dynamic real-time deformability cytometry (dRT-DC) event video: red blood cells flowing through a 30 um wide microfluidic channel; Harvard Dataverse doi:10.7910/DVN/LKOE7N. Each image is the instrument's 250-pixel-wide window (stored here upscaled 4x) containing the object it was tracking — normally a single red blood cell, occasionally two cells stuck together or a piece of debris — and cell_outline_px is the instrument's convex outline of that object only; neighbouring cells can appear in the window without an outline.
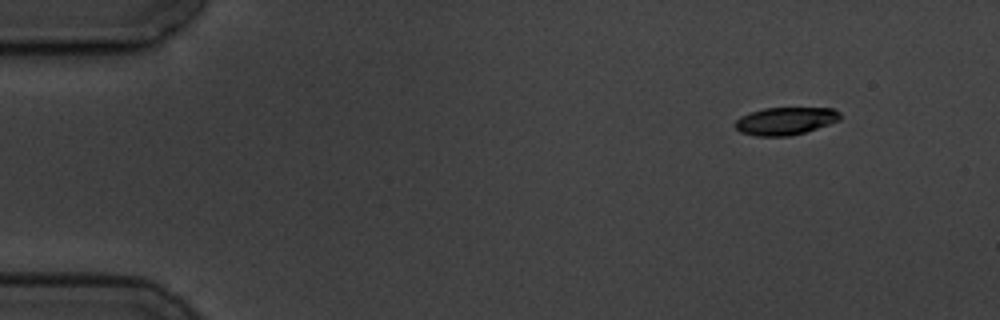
{"species": "common noctule bat (a hibernating species)", "species_latin": "Nyctalus noctula", "temperature_condition": "cold", "stored_images_in_passage": 9, "camera_frame_rate_fps": 3000, "um_per_image_px": 0.085, "animal": {"sex": "male", "body_mass_g": 19.5, "forearm_length_mm": 54.6}, "frame": {"image": 1, "passage_image": 1, "time_ms": 0.0, "image_size_px": [1000, 320], "cell_outline_px": [[840, 120], [804, 132], [788, 136], [756, 136], [740, 132], [732, 124], [740, 116], [764, 108], [832, 108], [840, 112]], "centroid_in_image_um": [66.72, 10.28], "position_along_channel_um": 18.3, "area_um2": 16.82}}
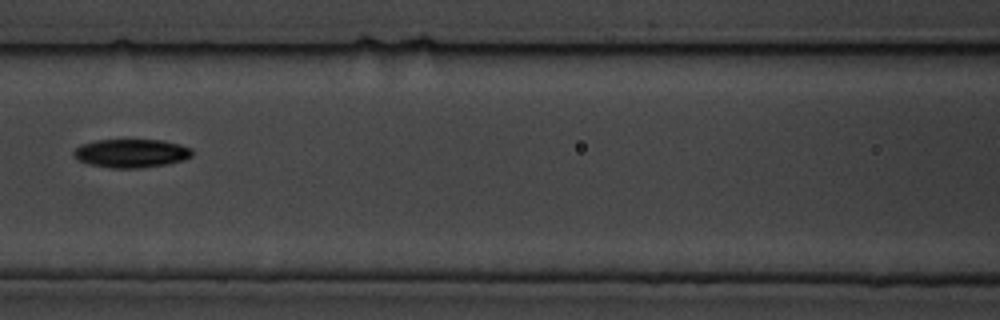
{"frame": {"image": 2, "passage_image": 6, "time_ms": 6.667, "image_size_px": [1000, 320], "cell_outline_px": [[192, 156], [184, 160], [168, 164], [140, 168], [108, 168], [88, 164], [76, 160], [72, 152], [80, 144], [96, 140], [164, 140], [180, 144], [192, 148]], "centroid_in_image_um": [11.14, 13.03], "position_along_channel_um": 155.5, "area_um2": 20.0}}
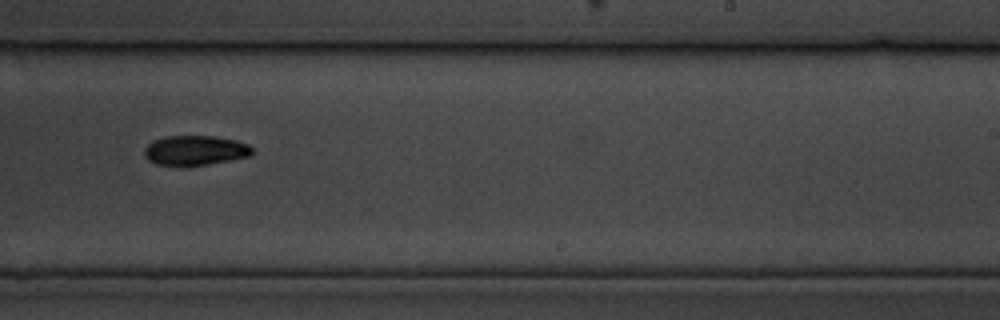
{"frame": {"image": 3, "passage_image": 9, "time_ms": 10.0, "image_size_px": [1000, 320], "cell_outline_px": [[256, 152], [252, 156], [208, 164], [184, 168], [180, 168], [156, 164], [148, 160], [144, 156], [144, 148], [152, 140], [164, 136], [212, 136], [236, 140], [248, 144]], "centroid_in_image_um": [16.57, 12.81], "position_along_channel_um": 272.4, "area_um2": 19.42}}